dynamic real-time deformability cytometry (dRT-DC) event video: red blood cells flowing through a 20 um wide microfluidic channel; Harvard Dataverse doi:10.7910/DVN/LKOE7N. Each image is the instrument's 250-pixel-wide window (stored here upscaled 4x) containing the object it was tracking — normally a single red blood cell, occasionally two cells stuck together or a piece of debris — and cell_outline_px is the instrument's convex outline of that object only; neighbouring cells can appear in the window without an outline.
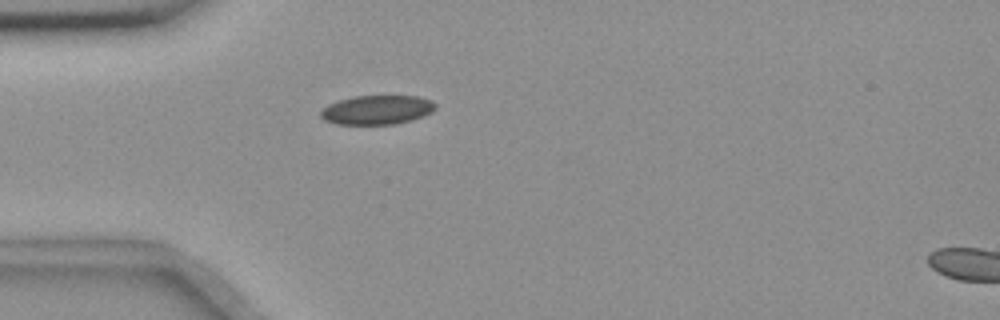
{"species": "common noctule bat (a hibernating species)", "species_latin": "Nyctalus noctula", "temperature_condition": "room temperature", "stored_images_in_passage": 42, "camera_frame_rate_fps": 3000, "um_per_image_px": 0.085, "animal": {"sex": "female", "body_mass_g": 18.4}, "frame": {"image": 1, "passage_image": 2, "time_ms": 0.333, "image_size_px": [1000, 320], "cell_outline_px": [[436, 108], [432, 112], [424, 116], [412, 120], [396, 124], [336, 124], [324, 120], [320, 116], [320, 112], [328, 104], [352, 96], [416, 96], [432, 100], [436, 104]], "centroid_in_image_um": [32.06, 9.34], "position_along_channel_um": 52.9, "area_um2": 19.59}}
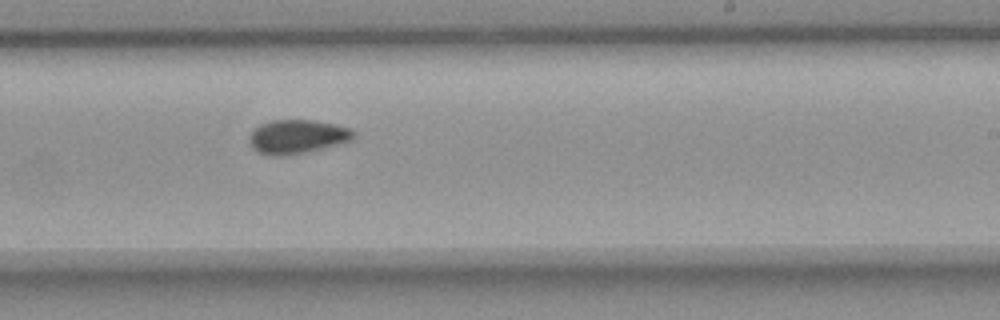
{"frame": {"image": 2, "passage_image": 20, "time_ms": 6.333, "image_size_px": [1000, 320], "cell_outline_px": [[356, 136], [352, 140], [308, 152], [280, 156], [272, 156], [256, 152], [252, 148], [248, 140], [248, 136], [260, 124], [272, 120], [312, 120], [336, 124], [352, 128], [356, 132]], "centroid_in_image_um": [25.27, 11.62], "position_along_channel_um": 263.7, "area_um2": 20.87}}
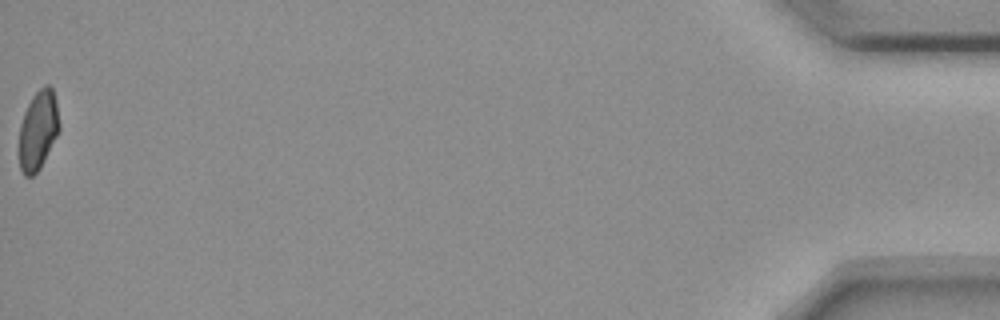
{"frame": {"image": 3, "passage_image": 42, "time_ms": 13.667, "image_size_px": [1000, 320], "cell_outline_px": [[60, 128], [40, 168], [32, 176], [24, 176], [20, 168], [20, 124], [24, 112], [32, 96], [44, 84], [48, 84], [52, 88], [56, 100], [60, 124]], "centroid_in_image_um": [3.25, 11.03], "position_along_channel_um": 432.0, "area_um2": 18.38}, "authors_computed_cell_mechanics": {"area_um2": 19.8832, "velocity_mm_per_s": 3.6582, "shape_relaxation_time_tau1_ms": null, "shape_relaxation_time_tau2_ms": 6.2007, "deformation_change_tau1": null, "deformation_change_tau2": 0.0801}}